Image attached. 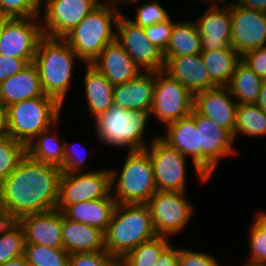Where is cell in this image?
<instances>
[{
  "label": "cell",
  "instance_id": "1",
  "mask_svg": "<svg viewBox=\"0 0 266 266\" xmlns=\"http://www.w3.org/2000/svg\"><path fill=\"white\" fill-rule=\"evenodd\" d=\"M60 168L31 159L27 154L0 183V206L9 221L56 209Z\"/></svg>",
  "mask_w": 266,
  "mask_h": 266
},
{
  "label": "cell",
  "instance_id": "2",
  "mask_svg": "<svg viewBox=\"0 0 266 266\" xmlns=\"http://www.w3.org/2000/svg\"><path fill=\"white\" fill-rule=\"evenodd\" d=\"M157 236L146 204H119L104 232L106 251L122 259L129 251Z\"/></svg>",
  "mask_w": 266,
  "mask_h": 266
},
{
  "label": "cell",
  "instance_id": "3",
  "mask_svg": "<svg viewBox=\"0 0 266 266\" xmlns=\"http://www.w3.org/2000/svg\"><path fill=\"white\" fill-rule=\"evenodd\" d=\"M78 59L63 38L43 36L38 42L33 63L38 69L42 90L62 106L71 83L73 65Z\"/></svg>",
  "mask_w": 266,
  "mask_h": 266
},
{
  "label": "cell",
  "instance_id": "4",
  "mask_svg": "<svg viewBox=\"0 0 266 266\" xmlns=\"http://www.w3.org/2000/svg\"><path fill=\"white\" fill-rule=\"evenodd\" d=\"M121 14L109 1L103 2L63 39L81 62L92 64L105 47L116 40L115 30Z\"/></svg>",
  "mask_w": 266,
  "mask_h": 266
},
{
  "label": "cell",
  "instance_id": "5",
  "mask_svg": "<svg viewBox=\"0 0 266 266\" xmlns=\"http://www.w3.org/2000/svg\"><path fill=\"white\" fill-rule=\"evenodd\" d=\"M62 105L49 95L9 105L7 110L8 135L26 147L42 131L56 126Z\"/></svg>",
  "mask_w": 266,
  "mask_h": 266
},
{
  "label": "cell",
  "instance_id": "6",
  "mask_svg": "<svg viewBox=\"0 0 266 266\" xmlns=\"http://www.w3.org/2000/svg\"><path fill=\"white\" fill-rule=\"evenodd\" d=\"M149 110L123 109L113 105L94 120L97 136L103 143L128 147L129 151L144 150V133L150 119Z\"/></svg>",
  "mask_w": 266,
  "mask_h": 266
},
{
  "label": "cell",
  "instance_id": "7",
  "mask_svg": "<svg viewBox=\"0 0 266 266\" xmlns=\"http://www.w3.org/2000/svg\"><path fill=\"white\" fill-rule=\"evenodd\" d=\"M110 173L112 196L119 204H146L157 192L152 162L145 149L128 151L120 175L115 169Z\"/></svg>",
  "mask_w": 266,
  "mask_h": 266
},
{
  "label": "cell",
  "instance_id": "8",
  "mask_svg": "<svg viewBox=\"0 0 266 266\" xmlns=\"http://www.w3.org/2000/svg\"><path fill=\"white\" fill-rule=\"evenodd\" d=\"M186 192L157 191L146 203L152 217L155 232L171 237L186 227L194 212L186 198Z\"/></svg>",
  "mask_w": 266,
  "mask_h": 266
},
{
  "label": "cell",
  "instance_id": "9",
  "mask_svg": "<svg viewBox=\"0 0 266 266\" xmlns=\"http://www.w3.org/2000/svg\"><path fill=\"white\" fill-rule=\"evenodd\" d=\"M193 103L194 95L186 86L173 79L164 70L155 72L151 117L155 116L166 126L190 115Z\"/></svg>",
  "mask_w": 266,
  "mask_h": 266
},
{
  "label": "cell",
  "instance_id": "10",
  "mask_svg": "<svg viewBox=\"0 0 266 266\" xmlns=\"http://www.w3.org/2000/svg\"><path fill=\"white\" fill-rule=\"evenodd\" d=\"M111 194L110 170L62 173L56 209L88 200L107 198Z\"/></svg>",
  "mask_w": 266,
  "mask_h": 266
},
{
  "label": "cell",
  "instance_id": "11",
  "mask_svg": "<svg viewBox=\"0 0 266 266\" xmlns=\"http://www.w3.org/2000/svg\"><path fill=\"white\" fill-rule=\"evenodd\" d=\"M153 166L157 191H186V160L178 150L155 136L145 148Z\"/></svg>",
  "mask_w": 266,
  "mask_h": 266
},
{
  "label": "cell",
  "instance_id": "12",
  "mask_svg": "<svg viewBox=\"0 0 266 266\" xmlns=\"http://www.w3.org/2000/svg\"><path fill=\"white\" fill-rule=\"evenodd\" d=\"M39 16L29 18H2L0 54L26 59L32 63L39 40L44 36Z\"/></svg>",
  "mask_w": 266,
  "mask_h": 266
},
{
  "label": "cell",
  "instance_id": "13",
  "mask_svg": "<svg viewBox=\"0 0 266 266\" xmlns=\"http://www.w3.org/2000/svg\"><path fill=\"white\" fill-rule=\"evenodd\" d=\"M116 41L127 51L142 72L164 70L163 52L149 41L144 28L134 24L123 14L117 21Z\"/></svg>",
  "mask_w": 266,
  "mask_h": 266
},
{
  "label": "cell",
  "instance_id": "14",
  "mask_svg": "<svg viewBox=\"0 0 266 266\" xmlns=\"http://www.w3.org/2000/svg\"><path fill=\"white\" fill-rule=\"evenodd\" d=\"M45 1V2H44ZM44 25L41 24L44 36L64 38L85 16L91 13L102 2L98 0H43Z\"/></svg>",
  "mask_w": 266,
  "mask_h": 266
},
{
  "label": "cell",
  "instance_id": "15",
  "mask_svg": "<svg viewBox=\"0 0 266 266\" xmlns=\"http://www.w3.org/2000/svg\"><path fill=\"white\" fill-rule=\"evenodd\" d=\"M195 125L199 128V169L211 178L219 160L236 153L233 147L235 140L227 130L196 111Z\"/></svg>",
  "mask_w": 266,
  "mask_h": 266
},
{
  "label": "cell",
  "instance_id": "16",
  "mask_svg": "<svg viewBox=\"0 0 266 266\" xmlns=\"http://www.w3.org/2000/svg\"><path fill=\"white\" fill-rule=\"evenodd\" d=\"M231 47L241 56L266 46V12L231 3Z\"/></svg>",
  "mask_w": 266,
  "mask_h": 266
},
{
  "label": "cell",
  "instance_id": "17",
  "mask_svg": "<svg viewBox=\"0 0 266 266\" xmlns=\"http://www.w3.org/2000/svg\"><path fill=\"white\" fill-rule=\"evenodd\" d=\"M227 87H215L194 94L193 109L210 118L219 127L234 137L236 110L238 104Z\"/></svg>",
  "mask_w": 266,
  "mask_h": 266
},
{
  "label": "cell",
  "instance_id": "18",
  "mask_svg": "<svg viewBox=\"0 0 266 266\" xmlns=\"http://www.w3.org/2000/svg\"><path fill=\"white\" fill-rule=\"evenodd\" d=\"M195 22L201 36L202 52L232 48L231 3L210 6Z\"/></svg>",
  "mask_w": 266,
  "mask_h": 266
},
{
  "label": "cell",
  "instance_id": "19",
  "mask_svg": "<svg viewBox=\"0 0 266 266\" xmlns=\"http://www.w3.org/2000/svg\"><path fill=\"white\" fill-rule=\"evenodd\" d=\"M22 227L25 243L40 244L51 248H63L62 211L30 214L17 220Z\"/></svg>",
  "mask_w": 266,
  "mask_h": 266
},
{
  "label": "cell",
  "instance_id": "20",
  "mask_svg": "<svg viewBox=\"0 0 266 266\" xmlns=\"http://www.w3.org/2000/svg\"><path fill=\"white\" fill-rule=\"evenodd\" d=\"M164 59V71L186 86L193 95L217 87L210 80L209 71L204 65L201 53L164 57Z\"/></svg>",
  "mask_w": 266,
  "mask_h": 266
},
{
  "label": "cell",
  "instance_id": "21",
  "mask_svg": "<svg viewBox=\"0 0 266 266\" xmlns=\"http://www.w3.org/2000/svg\"><path fill=\"white\" fill-rule=\"evenodd\" d=\"M166 129V135L161 134L159 137L183 156L192 158L200 182L209 180L199 169V128L195 125V110L190 115L166 125Z\"/></svg>",
  "mask_w": 266,
  "mask_h": 266
},
{
  "label": "cell",
  "instance_id": "22",
  "mask_svg": "<svg viewBox=\"0 0 266 266\" xmlns=\"http://www.w3.org/2000/svg\"><path fill=\"white\" fill-rule=\"evenodd\" d=\"M112 84H123L137 78L141 69L127 51L115 40L91 64Z\"/></svg>",
  "mask_w": 266,
  "mask_h": 266
},
{
  "label": "cell",
  "instance_id": "23",
  "mask_svg": "<svg viewBox=\"0 0 266 266\" xmlns=\"http://www.w3.org/2000/svg\"><path fill=\"white\" fill-rule=\"evenodd\" d=\"M155 72H142L137 78L114 85V104L121 108L149 110L154 101Z\"/></svg>",
  "mask_w": 266,
  "mask_h": 266
},
{
  "label": "cell",
  "instance_id": "24",
  "mask_svg": "<svg viewBox=\"0 0 266 266\" xmlns=\"http://www.w3.org/2000/svg\"><path fill=\"white\" fill-rule=\"evenodd\" d=\"M43 95L39 72L33 62L0 83V102L6 108L23 100Z\"/></svg>",
  "mask_w": 266,
  "mask_h": 266
},
{
  "label": "cell",
  "instance_id": "25",
  "mask_svg": "<svg viewBox=\"0 0 266 266\" xmlns=\"http://www.w3.org/2000/svg\"><path fill=\"white\" fill-rule=\"evenodd\" d=\"M63 249L68 254L106 251L104 232L66 218L62 213Z\"/></svg>",
  "mask_w": 266,
  "mask_h": 266
},
{
  "label": "cell",
  "instance_id": "26",
  "mask_svg": "<svg viewBox=\"0 0 266 266\" xmlns=\"http://www.w3.org/2000/svg\"><path fill=\"white\" fill-rule=\"evenodd\" d=\"M117 201L112 193L107 198L88 200L67 206L63 215L73 221L99 228L103 232L107 230Z\"/></svg>",
  "mask_w": 266,
  "mask_h": 266
},
{
  "label": "cell",
  "instance_id": "27",
  "mask_svg": "<svg viewBox=\"0 0 266 266\" xmlns=\"http://www.w3.org/2000/svg\"><path fill=\"white\" fill-rule=\"evenodd\" d=\"M86 68L85 96L88 108L95 119L114 105V85L91 64H87Z\"/></svg>",
  "mask_w": 266,
  "mask_h": 266
},
{
  "label": "cell",
  "instance_id": "28",
  "mask_svg": "<svg viewBox=\"0 0 266 266\" xmlns=\"http://www.w3.org/2000/svg\"><path fill=\"white\" fill-rule=\"evenodd\" d=\"M210 80L218 87H226L235 74L241 55L233 48H222L201 52Z\"/></svg>",
  "mask_w": 266,
  "mask_h": 266
},
{
  "label": "cell",
  "instance_id": "29",
  "mask_svg": "<svg viewBox=\"0 0 266 266\" xmlns=\"http://www.w3.org/2000/svg\"><path fill=\"white\" fill-rule=\"evenodd\" d=\"M262 81L261 77L240 60L226 87L238 105L256 104Z\"/></svg>",
  "mask_w": 266,
  "mask_h": 266
},
{
  "label": "cell",
  "instance_id": "30",
  "mask_svg": "<svg viewBox=\"0 0 266 266\" xmlns=\"http://www.w3.org/2000/svg\"><path fill=\"white\" fill-rule=\"evenodd\" d=\"M201 36L194 21L174 23L164 57H178L201 53Z\"/></svg>",
  "mask_w": 266,
  "mask_h": 266
},
{
  "label": "cell",
  "instance_id": "31",
  "mask_svg": "<svg viewBox=\"0 0 266 266\" xmlns=\"http://www.w3.org/2000/svg\"><path fill=\"white\" fill-rule=\"evenodd\" d=\"M51 129L48 128L37 135L34 138L36 141H31L26 147V153L35 161L61 169L64 161V141L61 143L56 133L53 134Z\"/></svg>",
  "mask_w": 266,
  "mask_h": 266
},
{
  "label": "cell",
  "instance_id": "32",
  "mask_svg": "<svg viewBox=\"0 0 266 266\" xmlns=\"http://www.w3.org/2000/svg\"><path fill=\"white\" fill-rule=\"evenodd\" d=\"M170 238L155 236L129 251L119 260V266H155L162 252L170 245Z\"/></svg>",
  "mask_w": 266,
  "mask_h": 266
},
{
  "label": "cell",
  "instance_id": "33",
  "mask_svg": "<svg viewBox=\"0 0 266 266\" xmlns=\"http://www.w3.org/2000/svg\"><path fill=\"white\" fill-rule=\"evenodd\" d=\"M266 135V113L256 104L238 105L236 110L234 139L236 135Z\"/></svg>",
  "mask_w": 266,
  "mask_h": 266
},
{
  "label": "cell",
  "instance_id": "34",
  "mask_svg": "<svg viewBox=\"0 0 266 266\" xmlns=\"http://www.w3.org/2000/svg\"><path fill=\"white\" fill-rule=\"evenodd\" d=\"M24 257L28 266H69L70 254L63 248L25 243Z\"/></svg>",
  "mask_w": 266,
  "mask_h": 266
},
{
  "label": "cell",
  "instance_id": "35",
  "mask_svg": "<svg viewBox=\"0 0 266 266\" xmlns=\"http://www.w3.org/2000/svg\"><path fill=\"white\" fill-rule=\"evenodd\" d=\"M25 238L17 221H8L0 230V265L24 255Z\"/></svg>",
  "mask_w": 266,
  "mask_h": 266
},
{
  "label": "cell",
  "instance_id": "36",
  "mask_svg": "<svg viewBox=\"0 0 266 266\" xmlns=\"http://www.w3.org/2000/svg\"><path fill=\"white\" fill-rule=\"evenodd\" d=\"M26 154V146L10 135L0 138V183L17 168Z\"/></svg>",
  "mask_w": 266,
  "mask_h": 266
},
{
  "label": "cell",
  "instance_id": "37",
  "mask_svg": "<svg viewBox=\"0 0 266 266\" xmlns=\"http://www.w3.org/2000/svg\"><path fill=\"white\" fill-rule=\"evenodd\" d=\"M41 4L43 3L39 0H0V17L29 18L40 16Z\"/></svg>",
  "mask_w": 266,
  "mask_h": 266
},
{
  "label": "cell",
  "instance_id": "38",
  "mask_svg": "<svg viewBox=\"0 0 266 266\" xmlns=\"http://www.w3.org/2000/svg\"><path fill=\"white\" fill-rule=\"evenodd\" d=\"M170 18L168 12L157 2L145 3L138 7L135 20L130 19L134 24L144 28L156 23L167 21Z\"/></svg>",
  "mask_w": 266,
  "mask_h": 266
},
{
  "label": "cell",
  "instance_id": "39",
  "mask_svg": "<svg viewBox=\"0 0 266 266\" xmlns=\"http://www.w3.org/2000/svg\"><path fill=\"white\" fill-rule=\"evenodd\" d=\"M69 266H119V260L107 251L70 254Z\"/></svg>",
  "mask_w": 266,
  "mask_h": 266
},
{
  "label": "cell",
  "instance_id": "40",
  "mask_svg": "<svg viewBox=\"0 0 266 266\" xmlns=\"http://www.w3.org/2000/svg\"><path fill=\"white\" fill-rule=\"evenodd\" d=\"M171 20L169 18L167 21L144 27L146 37L163 53L166 51L175 23Z\"/></svg>",
  "mask_w": 266,
  "mask_h": 266
},
{
  "label": "cell",
  "instance_id": "41",
  "mask_svg": "<svg viewBox=\"0 0 266 266\" xmlns=\"http://www.w3.org/2000/svg\"><path fill=\"white\" fill-rule=\"evenodd\" d=\"M250 258L266 263V233L253 221L249 232Z\"/></svg>",
  "mask_w": 266,
  "mask_h": 266
},
{
  "label": "cell",
  "instance_id": "42",
  "mask_svg": "<svg viewBox=\"0 0 266 266\" xmlns=\"http://www.w3.org/2000/svg\"><path fill=\"white\" fill-rule=\"evenodd\" d=\"M179 266H220V263L209 253L180 248Z\"/></svg>",
  "mask_w": 266,
  "mask_h": 266
},
{
  "label": "cell",
  "instance_id": "43",
  "mask_svg": "<svg viewBox=\"0 0 266 266\" xmlns=\"http://www.w3.org/2000/svg\"><path fill=\"white\" fill-rule=\"evenodd\" d=\"M241 60L259 77L266 79V46L252 49L241 56Z\"/></svg>",
  "mask_w": 266,
  "mask_h": 266
},
{
  "label": "cell",
  "instance_id": "44",
  "mask_svg": "<svg viewBox=\"0 0 266 266\" xmlns=\"http://www.w3.org/2000/svg\"><path fill=\"white\" fill-rule=\"evenodd\" d=\"M70 145V146H69ZM67 144L64 141V161L63 166L61 168L62 173H77V172H84L85 158L86 156H80L79 153L75 149L73 144ZM71 145L74 147L72 148ZM82 155V154H81ZM84 165V166H83Z\"/></svg>",
  "mask_w": 266,
  "mask_h": 266
},
{
  "label": "cell",
  "instance_id": "45",
  "mask_svg": "<svg viewBox=\"0 0 266 266\" xmlns=\"http://www.w3.org/2000/svg\"><path fill=\"white\" fill-rule=\"evenodd\" d=\"M29 62L26 59L14 58L0 54V83L8 77L22 71Z\"/></svg>",
  "mask_w": 266,
  "mask_h": 266
},
{
  "label": "cell",
  "instance_id": "46",
  "mask_svg": "<svg viewBox=\"0 0 266 266\" xmlns=\"http://www.w3.org/2000/svg\"><path fill=\"white\" fill-rule=\"evenodd\" d=\"M155 266H179V249L170 244L157 259Z\"/></svg>",
  "mask_w": 266,
  "mask_h": 266
},
{
  "label": "cell",
  "instance_id": "47",
  "mask_svg": "<svg viewBox=\"0 0 266 266\" xmlns=\"http://www.w3.org/2000/svg\"><path fill=\"white\" fill-rule=\"evenodd\" d=\"M232 3L247 9L258 10L266 12V0H237Z\"/></svg>",
  "mask_w": 266,
  "mask_h": 266
},
{
  "label": "cell",
  "instance_id": "48",
  "mask_svg": "<svg viewBox=\"0 0 266 266\" xmlns=\"http://www.w3.org/2000/svg\"><path fill=\"white\" fill-rule=\"evenodd\" d=\"M7 135V110L6 107L0 102V138Z\"/></svg>",
  "mask_w": 266,
  "mask_h": 266
},
{
  "label": "cell",
  "instance_id": "49",
  "mask_svg": "<svg viewBox=\"0 0 266 266\" xmlns=\"http://www.w3.org/2000/svg\"><path fill=\"white\" fill-rule=\"evenodd\" d=\"M256 105H258L266 113V79H263L262 81Z\"/></svg>",
  "mask_w": 266,
  "mask_h": 266
},
{
  "label": "cell",
  "instance_id": "50",
  "mask_svg": "<svg viewBox=\"0 0 266 266\" xmlns=\"http://www.w3.org/2000/svg\"><path fill=\"white\" fill-rule=\"evenodd\" d=\"M254 218V222L266 233V211H258Z\"/></svg>",
  "mask_w": 266,
  "mask_h": 266
},
{
  "label": "cell",
  "instance_id": "51",
  "mask_svg": "<svg viewBox=\"0 0 266 266\" xmlns=\"http://www.w3.org/2000/svg\"><path fill=\"white\" fill-rule=\"evenodd\" d=\"M0 266H28L24 255L11 259Z\"/></svg>",
  "mask_w": 266,
  "mask_h": 266
},
{
  "label": "cell",
  "instance_id": "52",
  "mask_svg": "<svg viewBox=\"0 0 266 266\" xmlns=\"http://www.w3.org/2000/svg\"><path fill=\"white\" fill-rule=\"evenodd\" d=\"M9 221L5 211L0 206V230L7 224Z\"/></svg>",
  "mask_w": 266,
  "mask_h": 266
},
{
  "label": "cell",
  "instance_id": "53",
  "mask_svg": "<svg viewBox=\"0 0 266 266\" xmlns=\"http://www.w3.org/2000/svg\"><path fill=\"white\" fill-rule=\"evenodd\" d=\"M138 0H110L109 2L115 7L118 9V6L116 4H119L121 3L122 4H129V3H135L137 2ZM120 2V3H119Z\"/></svg>",
  "mask_w": 266,
  "mask_h": 266
},
{
  "label": "cell",
  "instance_id": "54",
  "mask_svg": "<svg viewBox=\"0 0 266 266\" xmlns=\"http://www.w3.org/2000/svg\"><path fill=\"white\" fill-rule=\"evenodd\" d=\"M247 262L248 263H246L244 266H266L265 262H258V261H252V260H249Z\"/></svg>",
  "mask_w": 266,
  "mask_h": 266
},
{
  "label": "cell",
  "instance_id": "55",
  "mask_svg": "<svg viewBox=\"0 0 266 266\" xmlns=\"http://www.w3.org/2000/svg\"><path fill=\"white\" fill-rule=\"evenodd\" d=\"M207 2H211V5L210 6H216V0H209V1L207 0Z\"/></svg>",
  "mask_w": 266,
  "mask_h": 266
},
{
  "label": "cell",
  "instance_id": "56",
  "mask_svg": "<svg viewBox=\"0 0 266 266\" xmlns=\"http://www.w3.org/2000/svg\"><path fill=\"white\" fill-rule=\"evenodd\" d=\"M225 0H216V6H218V2H224Z\"/></svg>",
  "mask_w": 266,
  "mask_h": 266
},
{
  "label": "cell",
  "instance_id": "57",
  "mask_svg": "<svg viewBox=\"0 0 266 266\" xmlns=\"http://www.w3.org/2000/svg\"><path fill=\"white\" fill-rule=\"evenodd\" d=\"M0 33H1V17H0Z\"/></svg>",
  "mask_w": 266,
  "mask_h": 266
}]
</instances>
